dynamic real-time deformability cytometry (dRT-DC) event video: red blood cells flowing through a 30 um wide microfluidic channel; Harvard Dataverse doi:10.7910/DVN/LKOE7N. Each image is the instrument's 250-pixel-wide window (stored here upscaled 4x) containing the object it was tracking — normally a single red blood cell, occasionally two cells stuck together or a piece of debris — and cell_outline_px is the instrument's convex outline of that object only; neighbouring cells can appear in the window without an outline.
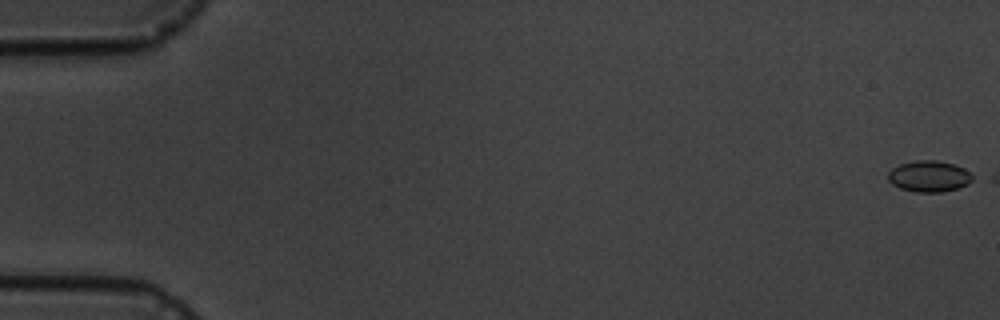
{"species": "common noctule bat (a hibernating species)", "species_latin": "Nyctalus noctula", "temperature_condition": "cold", "stored_images_in_passage": 4, "camera_frame_rate_fps": 3000, "um_per_image_px": 0.085, "animal": {"sex": "male", "body_mass_g": 19.5, "forearm_length_mm": 54.6}, "frame": {"image": 1, "passage_image": 1, "time_ms": 0.0, "image_size_px": [1000, 320], "cell_outline_px": [[976, 180], [960, 188], [944, 192], [916, 192], [900, 188], [892, 184], [888, 180], [888, 172], [892, 168], [900, 164], [916, 160], [936, 160], [956, 164], [964, 168], [976, 176]], "centroid_in_image_um": [79.04, 14.99], "position_along_channel_um": 6.0, "area_um2": 15.78}}